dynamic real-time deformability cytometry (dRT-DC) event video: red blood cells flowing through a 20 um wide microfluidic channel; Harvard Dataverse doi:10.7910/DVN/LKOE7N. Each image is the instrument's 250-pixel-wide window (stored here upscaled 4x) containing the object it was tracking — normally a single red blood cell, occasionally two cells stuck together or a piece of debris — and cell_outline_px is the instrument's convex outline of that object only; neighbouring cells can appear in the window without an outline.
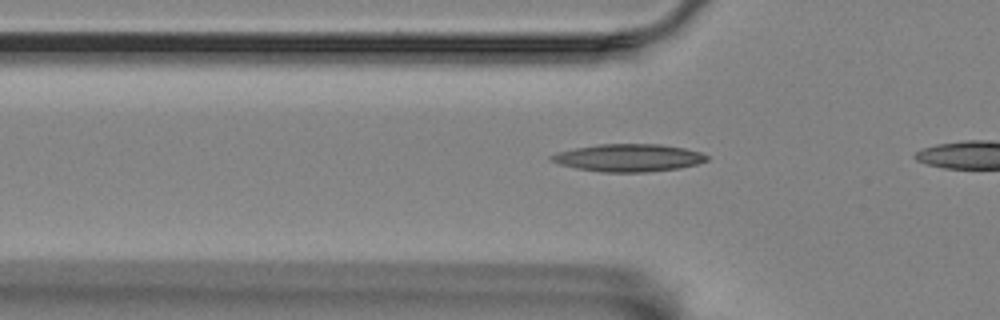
{"species": "Egyptian fruit bat (a non-hibernating species)", "species_latin": "Rousettus aegyptiacus", "temperature_condition": "room temperature", "stored_images_in_passage": 4, "camera_frame_rate_fps": 3000, "um_per_image_px": 0.085, "animal": {"sex": "female"}, "frame": {"image": 1, "passage_image": 2, "time_ms": 0.333, "image_size_px": [1000, 320], "cell_outline_px": [[708, 160], [696, 164], [680, 168], [648, 172], [600, 172], [576, 168], [560, 164], [552, 160], [548, 156], [560, 152], [576, 148], [600, 144], [660, 144], [684, 148], [700, 152], [708, 156]], "centroid_in_image_um": [53.45, 13.42], "position_along_channel_um": 72.3, "area_um2": 24.8}}